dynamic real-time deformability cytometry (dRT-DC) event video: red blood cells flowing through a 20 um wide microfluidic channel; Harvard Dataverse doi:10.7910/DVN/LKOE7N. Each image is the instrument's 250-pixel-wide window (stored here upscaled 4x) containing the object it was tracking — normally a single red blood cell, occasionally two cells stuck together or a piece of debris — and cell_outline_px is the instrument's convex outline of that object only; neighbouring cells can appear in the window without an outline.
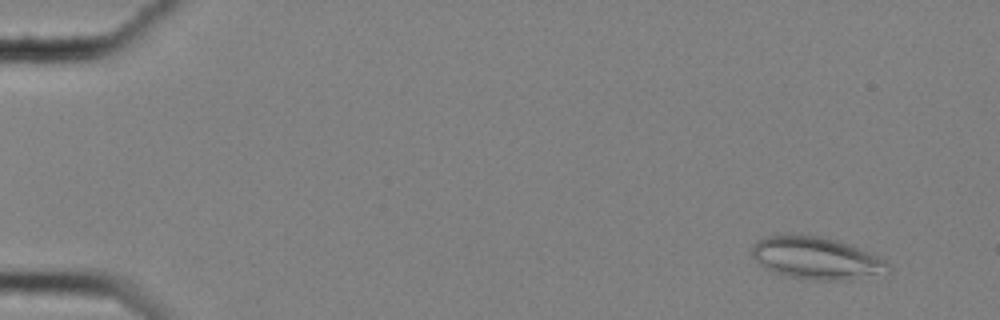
{"species": "common noctule bat (a hibernating species)", "species_latin": "Nyctalus noctula", "temperature_condition": "cold", "stored_images_in_passage": 55, "camera_frame_rate_fps": 3000, "um_per_image_px": 0.085, "animal": {"sex": "female", "body_mass_g": 25.1}, "frame": {"image": 1, "passage_image": 1, "time_ms": 0.0, "image_size_px": [1000, 320], "cell_outline_px": [[892, 268], [848, 280], [812, 280], [788, 276], [772, 272], [764, 268], [752, 256], [752, 248], [756, 240], [776, 232], [788, 232], [820, 236], [840, 240], [876, 256], [884, 260]], "centroid_in_image_um": [69.24, 21.88], "position_along_channel_um": 15.8, "area_um2": 33.7}}
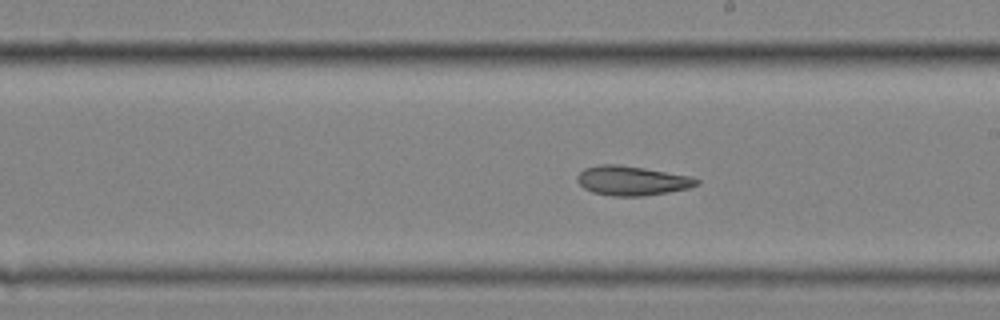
{"frame": {"image": 2, "passage_image": 31, "time_ms": 10.0, "image_size_px": [1000, 320], "cell_outline_px": [[700, 184], [688, 188], [668, 192], [644, 196], [612, 196], [592, 192], [584, 188], [576, 180], [576, 176], [584, 168], [596, 164], [620, 164], [692, 176], [700, 180]], "centroid_in_image_um": [53.71, 15.35], "position_along_channel_um": 235.3, "area_um2": 20.69}}
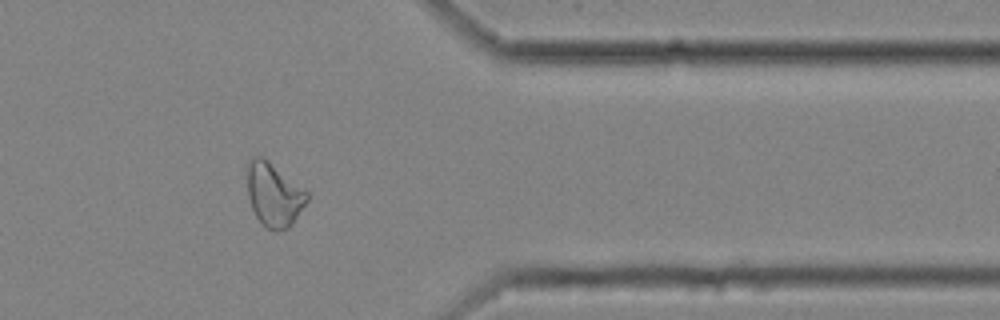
{"frame": {"image": 3, "passage_image": 45, "time_ms": 14.667, "image_size_px": [1000, 320], "cell_outline_px": [[308, 200], [292, 224], [288, 228], [280, 232], [276, 232], [268, 228], [256, 216], [252, 208], [248, 196], [248, 164], [256, 156], [260, 156], [268, 160], [308, 192]], "centroid_in_image_um": [23.3, 16.57], "position_along_channel_um": 388.1, "area_um2": 21.79}, "authors_computed_cell_mechanics": {"area_um2": 22.542, "velocity_mm_per_s": 3.5019, "shape_relaxation_time_tau1_ms": null, "shape_relaxation_time_tau2_ms": 5.6964, "deformation_change_tau1": null, "deformation_change_tau2": 0.1254}}